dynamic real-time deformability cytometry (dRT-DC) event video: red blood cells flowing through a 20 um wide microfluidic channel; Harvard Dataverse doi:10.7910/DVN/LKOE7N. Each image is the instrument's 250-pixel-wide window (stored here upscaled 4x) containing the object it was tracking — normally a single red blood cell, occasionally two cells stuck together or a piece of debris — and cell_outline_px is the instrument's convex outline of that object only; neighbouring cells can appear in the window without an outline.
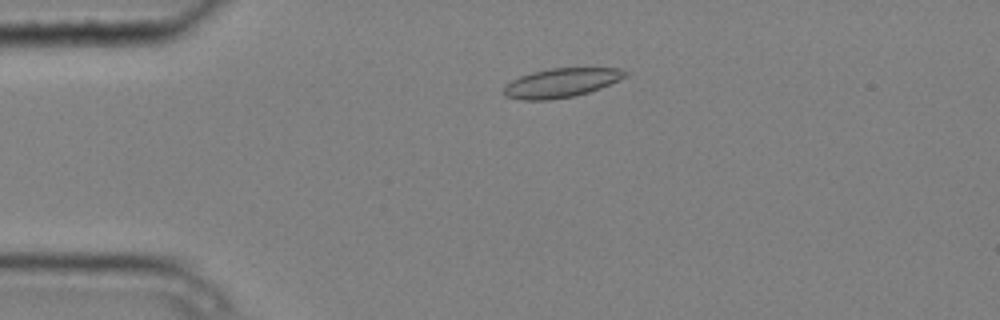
{"species": "common noctule bat (a hibernating species)", "species_latin": "Nyctalus noctula", "temperature_condition": "cold", "stored_images_in_passage": 4, "camera_frame_rate_fps": 3000, "um_per_image_px": 0.085, "animal": {"sex": "male", "body_mass_g": 20.4}, "frame": {"image": 1, "passage_image": 3, "time_ms": 0.667, "image_size_px": [1000, 320], "cell_outline_px": [[628, 76], [600, 88], [588, 92], [572, 96], [552, 100], [520, 100], [504, 96], [504, 84], [520, 76], [532, 72], [552, 68], [620, 68], [628, 72]], "centroid_in_image_um": [47.68, 7.04], "position_along_channel_um": 37.3, "area_um2": 20.63}}